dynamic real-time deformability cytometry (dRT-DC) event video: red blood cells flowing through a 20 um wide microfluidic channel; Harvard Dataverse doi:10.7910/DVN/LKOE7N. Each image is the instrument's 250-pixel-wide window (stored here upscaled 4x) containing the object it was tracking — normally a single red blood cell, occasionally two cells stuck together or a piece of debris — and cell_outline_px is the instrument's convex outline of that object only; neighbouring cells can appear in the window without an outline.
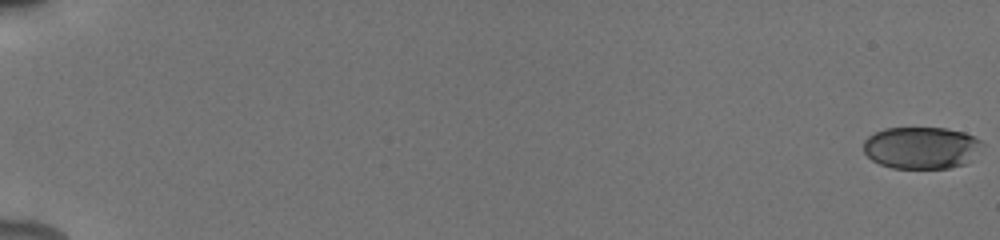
{"species": "human", "species_latin": "Homo sapiens", "temperature_condition": "cold", "stored_images_in_passage": 14, "camera_frame_rate_fps": 3000, "um_per_image_px": 0.085, "donor": {"sex": "male"}, "frame": {"image": 1, "passage_image": 1, "time_ms": 0.0, "image_size_px": [1000, 240], "cell_outline_px": [[980, 144], [964, 164], [948, 168], [892, 168], [880, 164], [872, 160], [864, 152], [864, 140], [868, 136], [884, 128], [948, 128], [964, 132], [976, 136], [980, 140]], "centroid_in_image_um": [78.24, 12.54], "position_along_channel_um": 6.8, "area_um2": 28.67}}
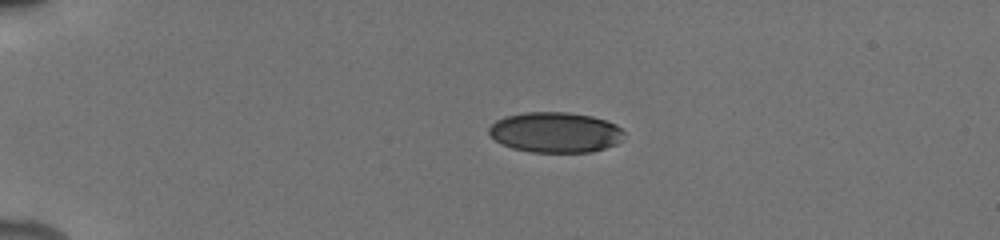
{"frame": {"image": 2, "passage_image": 10, "time_ms": 4.667, "image_size_px": [1000, 240], "cell_outline_px": [[624, 132], [620, 140], [616, 144], [592, 152], [532, 152], [512, 148], [500, 144], [488, 132], [488, 128], [496, 120], [504, 116], [524, 112], [568, 112], [592, 116], [616, 124]], "centroid_in_image_um": [47.17, 11.24], "position_along_channel_um": 37.8, "area_um2": 31.85}}
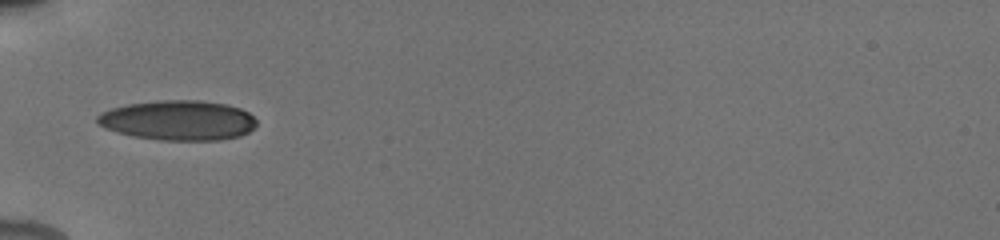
{"frame": {"image": 3, "passage_image": 14, "time_ms": 7.0, "image_size_px": [1000, 240], "cell_outline_px": [[256, 124], [248, 132], [240, 136], [220, 140], [160, 140], [132, 136], [116, 132], [104, 128], [96, 120], [96, 116], [100, 112], [112, 108], [128, 104], [156, 100], [200, 100], [224, 104], [240, 108], [248, 112], [256, 120]], "centroid_in_image_um": [15.12, 10.23], "position_along_channel_um": 69.9, "area_um2": 37.11}}